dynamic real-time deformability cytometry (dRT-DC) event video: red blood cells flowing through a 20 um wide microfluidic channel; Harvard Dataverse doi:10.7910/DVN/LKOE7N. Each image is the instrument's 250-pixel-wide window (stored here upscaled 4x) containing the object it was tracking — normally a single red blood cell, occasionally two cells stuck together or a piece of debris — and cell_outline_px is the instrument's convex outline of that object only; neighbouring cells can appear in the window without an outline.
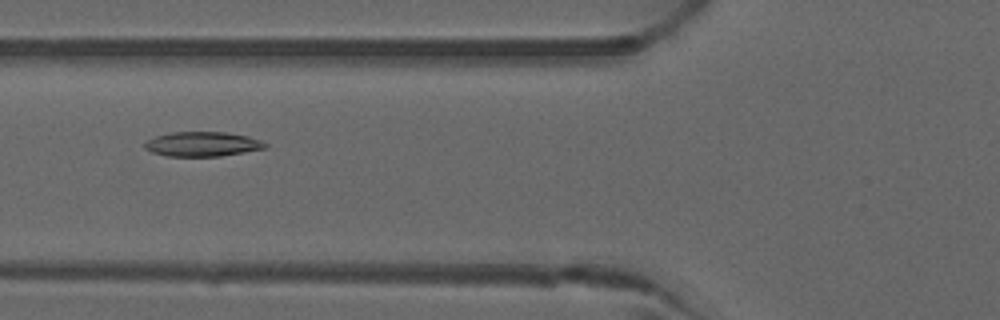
{"species": "common noctule bat (a hibernating species)", "species_latin": "Nyctalus noctula", "temperature_condition": "warm", "stored_images_in_passage": 49, "camera_frame_rate_fps": 3000, "um_per_image_px": 0.085, "animal": {"sex": "male", "forearm_length_mm": 52.5}, "frame": {"image": 1, "passage_image": 20, "time_ms": 6.333, "image_size_px": [1000, 320], "cell_outline_px": [[268, 148], [220, 156], [164, 156], [152, 152], [144, 148], [144, 140], [156, 136], [172, 132], [228, 132], [248, 136], [260, 140], [268, 144]], "centroid_in_image_um": [17.2, 12.24], "position_along_channel_um": 108.6, "area_um2": 17.46}}
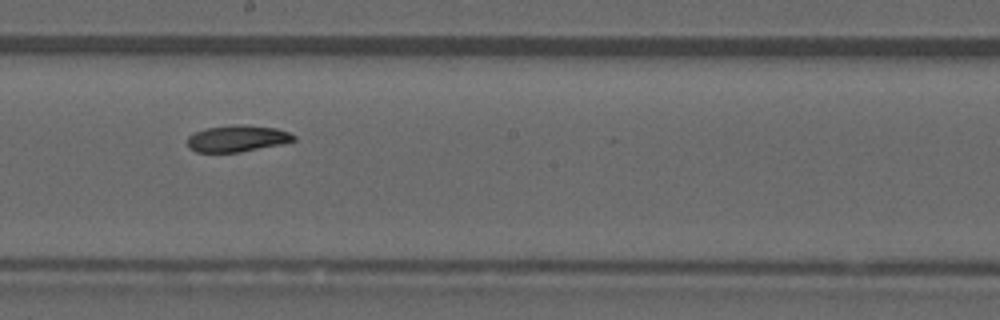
{"frame": {"image": 2, "passage_image": 29, "time_ms": 9.333, "image_size_px": [1000, 320], "cell_outline_px": [[296, 140], [280, 144], [240, 152], [196, 152], [188, 148], [188, 136], [204, 128], [236, 124], [240, 124], [276, 128], [288, 132], [296, 136]], "centroid_in_image_um": [20.15, 11.77], "position_along_channel_um": 228.1, "area_um2": 16.42}}
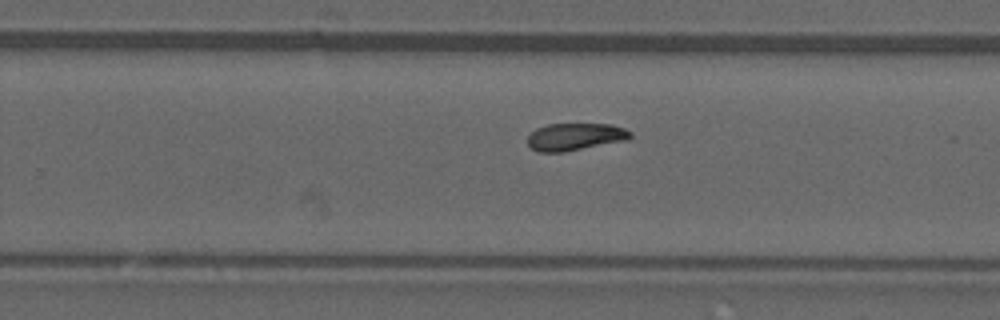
{"frame": {"image": 3, "passage_image": 33, "time_ms": 10.667, "image_size_px": [1000, 320], "cell_outline_px": [[632, 136], [628, 140], [564, 152], [536, 152], [528, 144], [528, 136], [536, 128], [548, 124], [608, 124], [624, 128], [632, 132]], "centroid_in_image_um": [48.89, 11.63], "position_along_channel_um": 280.9, "area_um2": 16.42}}